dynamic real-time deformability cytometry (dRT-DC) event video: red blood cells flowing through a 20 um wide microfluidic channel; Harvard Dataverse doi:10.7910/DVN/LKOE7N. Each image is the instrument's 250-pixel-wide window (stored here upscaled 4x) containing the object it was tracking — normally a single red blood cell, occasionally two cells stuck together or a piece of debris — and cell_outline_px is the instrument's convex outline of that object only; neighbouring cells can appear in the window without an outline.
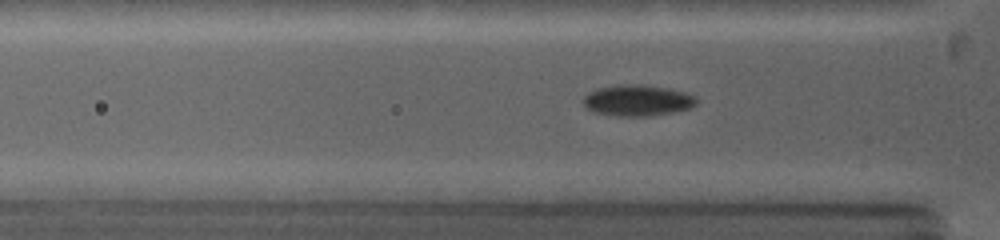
{"species": "common noctule bat (a hibernating species)", "species_latin": "Nyctalus noctula", "temperature_condition": "warm", "stored_images_in_passage": 36, "camera_frame_rate_fps": 5000, "um_per_image_px": 0.085, "animal": {"sex": "female", "body_mass_g": 19.0, "forearm_length_mm": 53.3}, "frame": {"image": 1, "passage_image": 8, "time_ms": 2.8, "image_size_px": [1000, 240], "cell_outline_px": [[696, 104], [692, 108], [672, 112], [648, 116], [616, 116], [596, 112], [588, 108], [584, 104], [584, 96], [588, 92], [596, 88], [620, 84], [640, 84], [668, 88], [684, 92], [696, 96]], "centroid_in_image_um": [54.19, 8.52], "position_along_channel_um": 71.6, "area_um2": 20.52}}
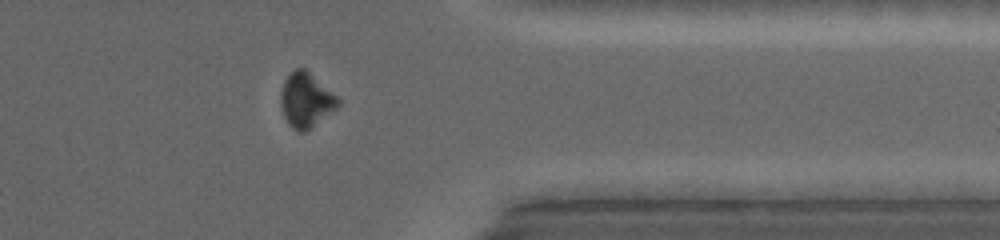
{"frame": {"image": 2, "passage_image": 24, "time_ms": 10.4, "image_size_px": [1000, 240], "cell_outline_px": [[340, 104], [336, 108], [304, 132], [300, 132], [292, 128], [288, 124], [284, 116], [280, 104], [280, 92], [284, 80], [296, 68], [304, 68], [332, 92], [340, 100]], "centroid_in_image_um": [25.97, 8.51], "position_along_channel_um": 385.4, "area_um2": 17.86}}
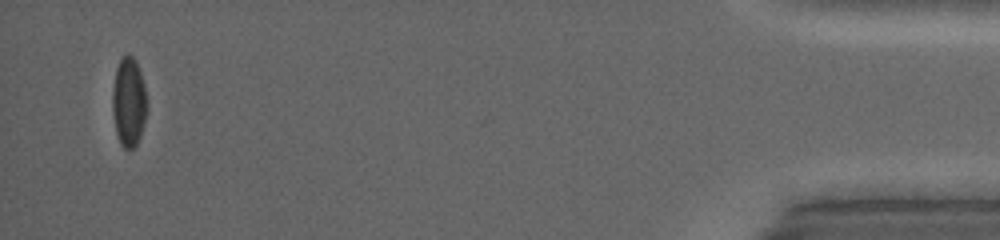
{"frame": {"image": 3, "passage_image": 34, "time_ms": 13.8, "image_size_px": [1000, 240], "cell_outline_px": [[148, 108], [140, 136], [136, 144], [132, 148], [124, 148], [120, 144], [116, 132], [112, 112], [112, 88], [116, 68], [120, 60], [128, 52], [136, 60], [144, 84], [148, 100]], "centroid_in_image_um": [10.95, 8.65], "position_along_channel_um": 424.3, "area_um2": 18.21}, "authors_computed_cell_mechanics": {"area_um2": 19.1318, "velocity_mm_per_s": 4.2415, "shape_relaxation_time_tau1_ms": 2.604, "shape_relaxation_time_tau2_ms": 7.2546, "deformation_change_tau1": 0.0864, "deformation_change_tau2": 0.0836}}